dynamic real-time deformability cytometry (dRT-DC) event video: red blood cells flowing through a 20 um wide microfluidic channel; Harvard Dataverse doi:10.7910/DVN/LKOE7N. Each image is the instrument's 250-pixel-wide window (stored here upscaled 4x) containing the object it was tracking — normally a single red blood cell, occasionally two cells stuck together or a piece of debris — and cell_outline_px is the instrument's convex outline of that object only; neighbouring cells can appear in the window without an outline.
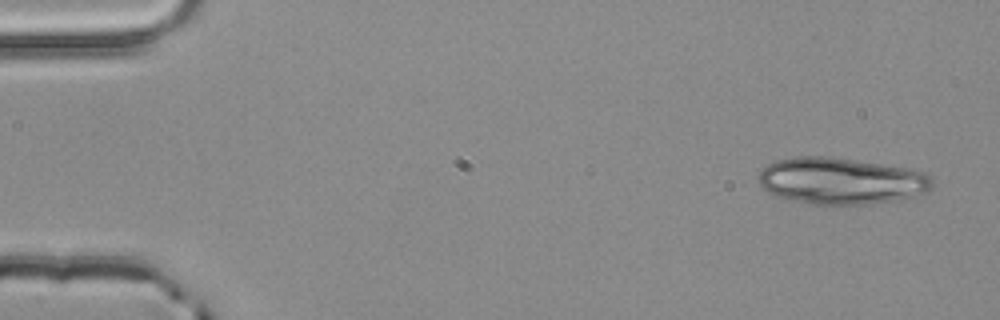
{"species": "common noctule bat (a hibernating species)", "species_latin": "Nyctalus noctula", "temperature_condition": "room temperature", "stored_images_in_passage": 4, "camera_frame_rate_fps": 3000, "um_per_image_px": 0.085, "animal": {"sex": "male", "body_mass_g": 20.4}, "frame": {"image": 1, "passage_image": 1, "time_ms": 0.0, "image_size_px": [1000, 320], "cell_outline_px": [[932, 188], [928, 192], [916, 196], [868, 204], [812, 204], [772, 196], [760, 184], [756, 176], [760, 168], [776, 160], [796, 156], [828, 156], [880, 164], [904, 168], [924, 172], [932, 176]], "centroid_in_image_um": [71.43, 15.37], "position_along_channel_um": 13.6, "area_um2": 47.34}}